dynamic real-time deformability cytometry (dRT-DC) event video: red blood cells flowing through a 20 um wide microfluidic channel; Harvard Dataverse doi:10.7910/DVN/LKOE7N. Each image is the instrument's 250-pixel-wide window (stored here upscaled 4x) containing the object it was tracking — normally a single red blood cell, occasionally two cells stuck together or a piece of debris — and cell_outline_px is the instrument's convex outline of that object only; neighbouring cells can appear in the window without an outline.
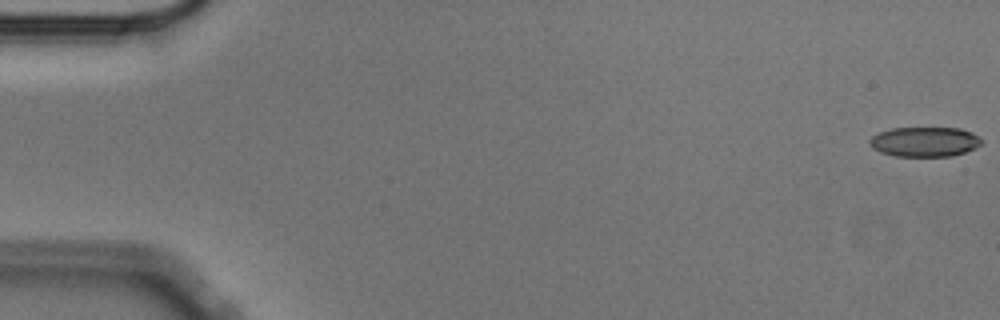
{"species": "Egyptian fruit bat (a non-hibernating species)", "species_latin": "Rousettus aegyptiacus", "temperature_condition": "cold", "stored_images_in_passage": 57, "camera_frame_rate_fps": 3000, "um_per_image_px": 0.085, "animal": {"sex": "male"}, "frame": {"image": 1, "passage_image": 1, "time_ms": 0.0, "image_size_px": [1000, 320], "cell_outline_px": [[984, 140], [976, 148], [952, 156], [896, 156], [880, 152], [872, 148], [868, 144], [868, 140], [872, 136], [880, 132], [892, 128], [960, 128], [972, 132]], "centroid_in_image_um": [78.59, 12.05], "position_along_channel_um": 6.4, "area_um2": 19.54}}
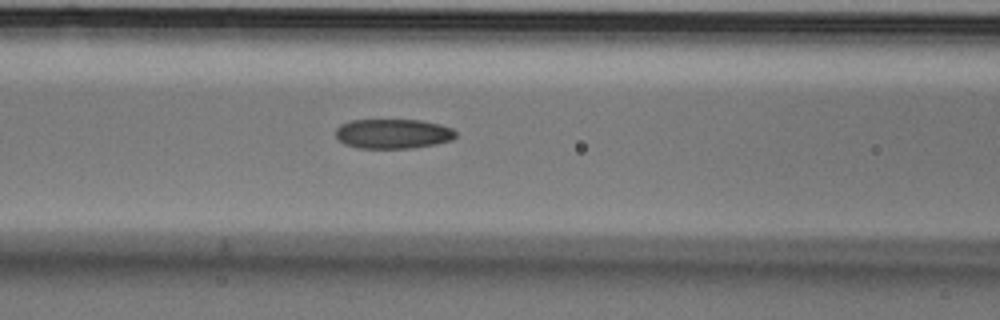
{"frame": {"image": 2, "passage_image": 24, "time_ms": 7.667, "image_size_px": [1000, 320], "cell_outline_px": [[456, 136], [452, 140], [436, 144], [412, 148], [356, 148], [344, 144], [336, 136], [336, 128], [340, 124], [352, 120], [420, 120], [440, 124], [452, 128], [456, 132]], "centroid_in_image_um": [33.41, 11.37], "position_along_channel_um": 133.2, "area_um2": 20.87}}
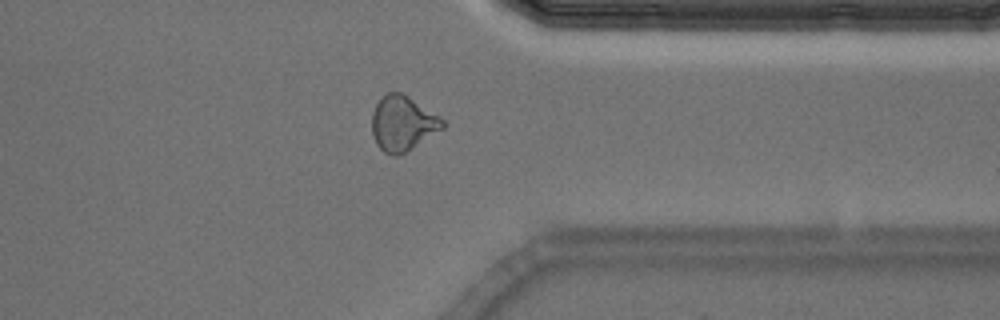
{"frame": {"image": 3, "passage_image": 45, "time_ms": 14.667, "image_size_px": [1000, 320], "cell_outline_px": [[444, 128], [404, 152], [396, 156], [392, 156], [384, 152], [376, 144], [372, 132], [372, 112], [376, 104], [388, 92], [400, 92], [408, 96], [440, 116], [444, 120]], "centroid_in_image_um": [34.22, 10.48], "position_along_channel_um": 377.2, "area_um2": 22.37}, "authors_computed_cell_mechanics": {"area_um2": 21.2704, "velocity_mm_per_s": 3.5468, "shape_relaxation_time_tau1_ms": 8.1788, "shape_relaxation_time_tau2_ms": 3.3302, "deformation_change_tau1": 0.1603, "deformation_change_tau2": 0.0873}}